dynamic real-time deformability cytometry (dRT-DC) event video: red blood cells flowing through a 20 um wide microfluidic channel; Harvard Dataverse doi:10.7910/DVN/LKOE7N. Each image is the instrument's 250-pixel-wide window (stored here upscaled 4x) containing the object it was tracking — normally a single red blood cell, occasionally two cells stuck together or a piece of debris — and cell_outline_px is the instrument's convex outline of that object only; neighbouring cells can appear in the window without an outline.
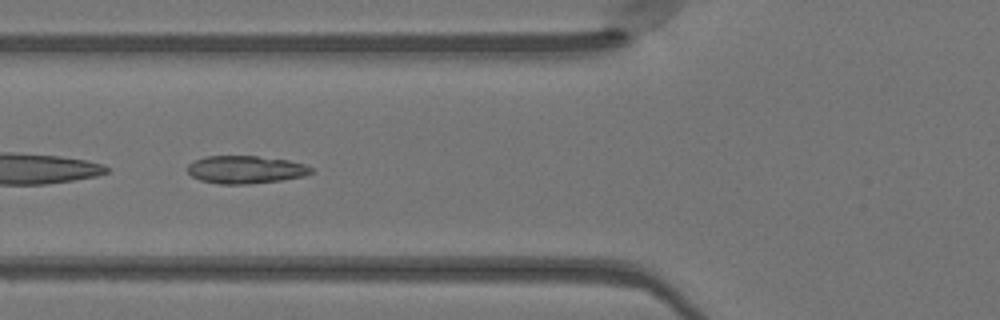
{"species": "Egyptian fruit bat (a non-hibernating species)", "species_latin": "Rousettus aegyptiacus", "temperature_condition": "warm", "stored_images_in_passage": 35, "camera_frame_rate_fps": 3000, "um_per_image_px": 0.085, "animal": {"sex": "female"}, "frame": {"image": 1, "passage_image": 5, "time_ms": 1.333, "image_size_px": [1000, 320], "cell_outline_px": [[304, 172], [292, 176], [272, 180], [208, 180], [196, 176], [200, 160], [220, 156], [252, 156], [280, 160], [296, 164]], "centroid_in_image_um": [20.88, 14.33], "position_along_channel_um": 104.9, "area_um2": 15.32}}
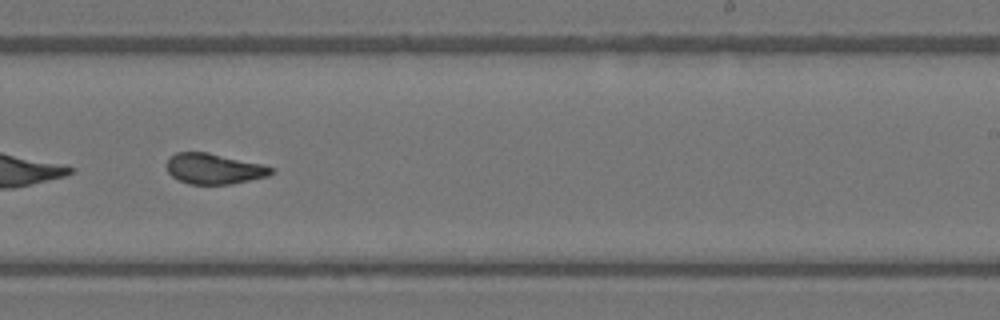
{"frame": {"image": 2, "passage_image": 17, "time_ms": 5.333, "image_size_px": [1000, 320], "cell_outline_px": [[268, 172], [260, 176], [240, 180], [216, 184], [196, 184], [184, 180], [176, 176], [168, 168], [168, 164], [176, 156], [184, 152], [200, 152], [268, 168]], "centroid_in_image_um": [18.04, 14.35], "position_along_channel_um": 271.0, "area_um2": 15.61}}
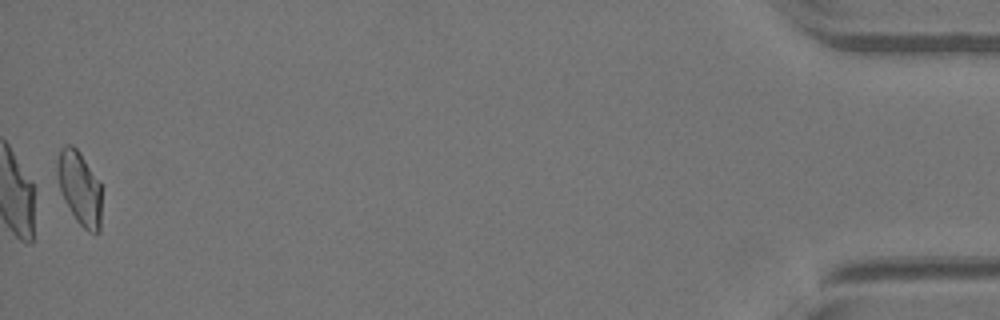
{"frame": {"image": 3, "passage_image": 35, "time_ms": 11.333, "image_size_px": [1000, 320], "cell_outline_px": [[100, 208], [96, 228], [80, 220], [72, 208], [60, 180], [60, 160], [72, 148], [80, 156], [100, 184]], "centroid_in_image_um": [6.86, 15.96], "position_along_channel_um": 428.3, "area_um2": 14.68}, "authors_computed_cell_mechanics": {"area_um2": 15.3748, "velocity_mm_per_s": 4.1488, "shape_relaxation_time_tau1_ms": 0.1228, "shape_relaxation_time_tau2_ms": null, "deformation_change_tau1": 0.3027, "deformation_change_tau2": null}}